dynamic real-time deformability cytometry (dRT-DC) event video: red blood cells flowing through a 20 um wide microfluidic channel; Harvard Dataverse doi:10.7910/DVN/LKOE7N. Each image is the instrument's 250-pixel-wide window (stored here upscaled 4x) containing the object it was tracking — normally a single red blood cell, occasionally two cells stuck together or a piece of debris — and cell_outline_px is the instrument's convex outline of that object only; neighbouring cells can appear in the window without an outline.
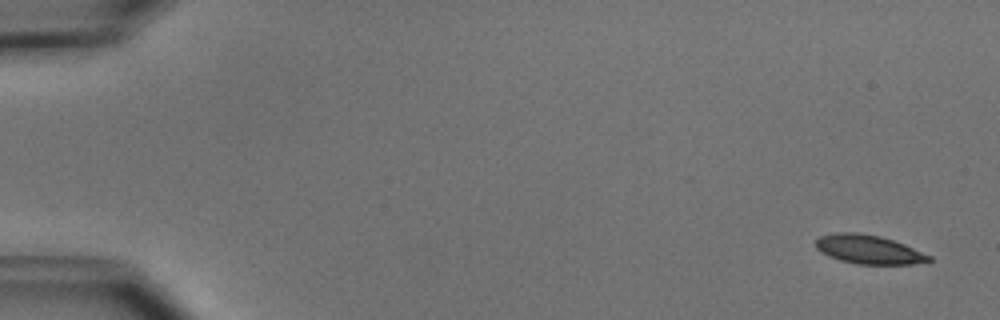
{"species": "common noctule bat (a hibernating species)", "species_latin": "Nyctalus noctula", "temperature_condition": "cold", "stored_images_in_passage": 6, "camera_frame_rate_fps": 3000, "um_per_image_px": 0.085, "animal": {"sex": "male", "body_mass_g": 15.6}, "frame": {"image": 1, "passage_image": 1, "time_ms": 0.0, "image_size_px": [1000, 320], "cell_outline_px": [[932, 260], [912, 264], [856, 264], [840, 260], [828, 256], [820, 252], [816, 248], [816, 240], [820, 236], [836, 232], [856, 232], [880, 236], [904, 244], [932, 256]], "centroid_in_image_um": [73.81, 21.2], "position_along_channel_um": 11.2, "area_um2": 19.02}}
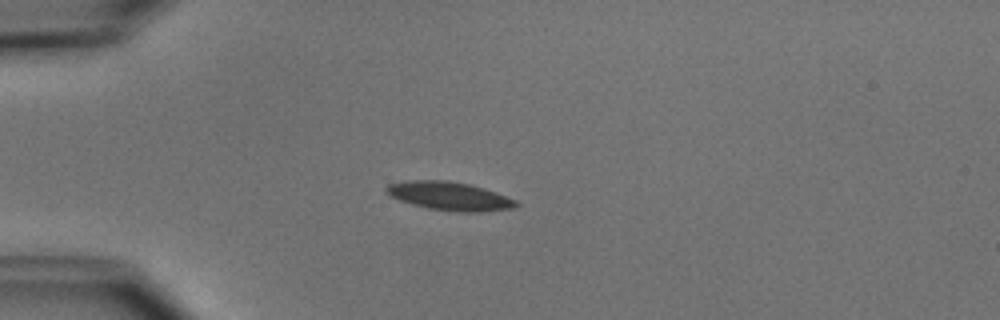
{"frame": {"image": 2, "passage_image": 4, "time_ms": 4.0, "image_size_px": [1000, 320], "cell_outline_px": [[520, 204], [516, 208], [480, 212], [460, 212], [428, 208], [412, 204], [400, 200], [392, 196], [384, 188], [388, 184], [408, 180], [448, 180], [468, 184], [484, 188], [496, 192], [516, 200]], "centroid_in_image_um": [38.25, 16.67], "position_along_channel_um": 46.8, "area_um2": 21.5}}
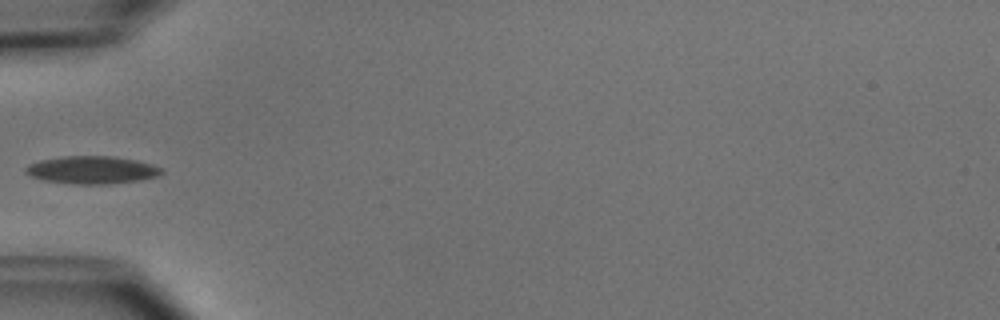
{"frame": {"image": 3, "passage_image": 5, "time_ms": 5.333, "image_size_px": [1000, 320], "cell_outline_px": [[164, 172], [156, 176], [140, 180], [108, 184], [72, 184], [44, 180], [32, 176], [24, 172], [24, 168], [28, 164], [40, 160], [64, 156], [112, 156], [136, 160], [152, 164], [164, 168]], "centroid_in_image_um": [7.82, 14.44], "position_along_channel_um": 77.2, "area_um2": 22.02}}